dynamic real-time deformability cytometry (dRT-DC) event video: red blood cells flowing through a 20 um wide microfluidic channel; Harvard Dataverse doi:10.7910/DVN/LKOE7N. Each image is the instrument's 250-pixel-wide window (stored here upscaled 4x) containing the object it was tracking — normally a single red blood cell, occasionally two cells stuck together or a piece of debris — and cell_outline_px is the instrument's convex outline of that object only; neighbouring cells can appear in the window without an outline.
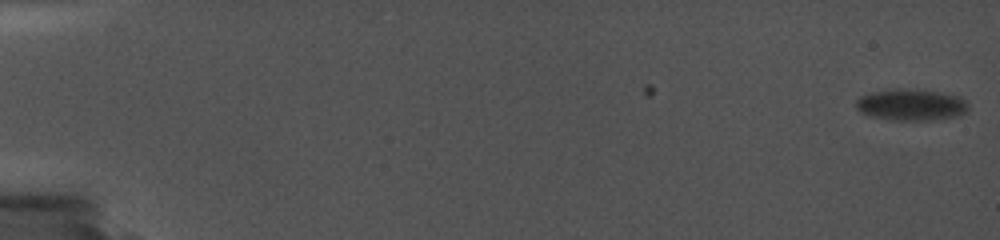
{"species": "common noctule bat (a hibernating species)", "species_latin": "Nyctalus noctula", "temperature_condition": "cold", "stored_images_in_passage": 3, "camera_frame_rate_fps": 5000, "um_per_image_px": 0.085, "animal": {"sex": "female", "body_mass_g": 19.0, "forearm_length_mm": 56.7}, "frame": {"image": 1, "passage_image": 3, "time_ms": 1.6, "image_size_px": [1000, 240], "cell_outline_px": [[968, 108], [960, 116], [928, 120], [896, 120], [868, 116], [860, 112], [856, 108], [856, 100], [860, 96], [872, 92], [888, 88], [904, 88], [940, 92], [960, 96], [968, 104]], "centroid_in_image_um": [77.41, 8.89], "position_along_channel_um": 7.6, "area_um2": 20.81}}